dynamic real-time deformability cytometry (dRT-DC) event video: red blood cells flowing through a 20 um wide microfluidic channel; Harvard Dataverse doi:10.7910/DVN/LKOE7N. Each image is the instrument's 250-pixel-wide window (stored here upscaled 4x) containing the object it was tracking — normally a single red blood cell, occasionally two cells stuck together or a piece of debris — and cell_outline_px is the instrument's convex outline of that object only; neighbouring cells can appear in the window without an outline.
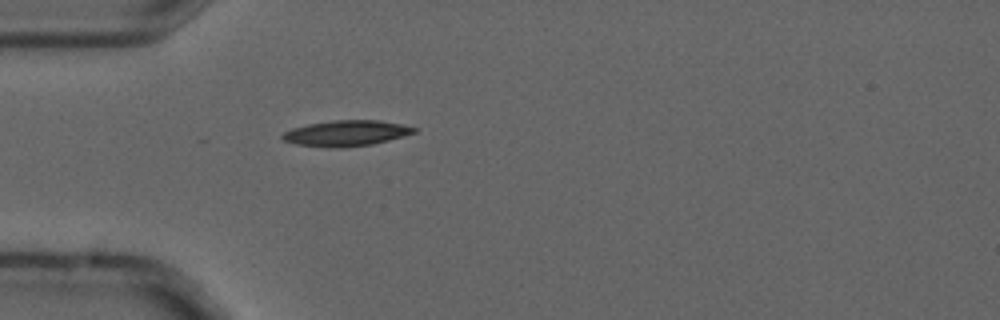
{"species": "common noctule bat (a hibernating species)", "species_latin": "Nyctalus noctula", "temperature_condition": "cold", "stored_images_in_passage": 5, "camera_frame_rate_fps": 3000, "um_per_image_px": 0.085, "animal": {"sex": "male", "forearm_length_mm": 52.5}, "frame": {"image": 1, "passage_image": 5, "time_ms": 1.333, "image_size_px": [1000, 320], "cell_outline_px": [[420, 128], [416, 132], [388, 140], [372, 144], [344, 148], [332, 148], [296, 144], [284, 140], [280, 136], [284, 132], [292, 128], [308, 124], [332, 120], [380, 120]], "centroid_in_image_um": [29.43, 11.32], "position_along_channel_um": 55.6, "area_um2": 19.77}}